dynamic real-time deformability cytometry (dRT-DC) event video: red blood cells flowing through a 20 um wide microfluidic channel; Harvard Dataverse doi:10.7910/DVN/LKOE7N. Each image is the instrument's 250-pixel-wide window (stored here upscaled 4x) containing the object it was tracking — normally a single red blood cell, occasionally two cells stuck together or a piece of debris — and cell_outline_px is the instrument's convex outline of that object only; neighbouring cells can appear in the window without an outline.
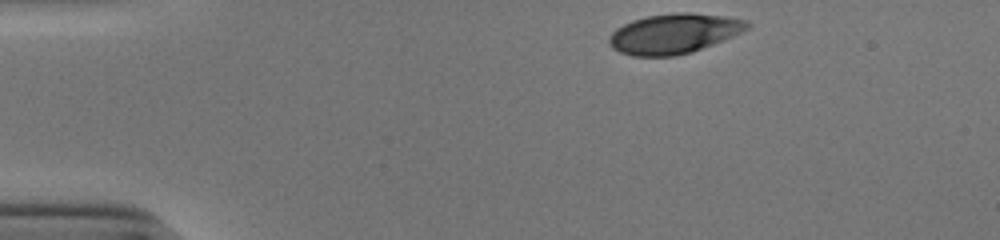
{"species": "human", "species_latin": "Homo sapiens", "temperature_condition": "cold", "stored_images_in_passage": 35, "camera_frame_rate_fps": 3000, "um_per_image_px": 0.085, "donor": {"sex": "male"}, "frame": {"image": 1, "passage_image": 1, "time_ms": 0.0, "image_size_px": [1000, 240], "cell_outline_px": [[752, 24], [748, 28], [732, 36], [692, 52], [676, 56], [632, 56], [620, 52], [612, 48], [608, 44], [608, 36], [616, 28], [632, 20], [648, 16], [676, 12], [688, 12], [724, 16], [748, 20]], "centroid_in_image_um": [57.26, 2.85], "position_along_channel_um": 27.7, "area_um2": 32.14}}
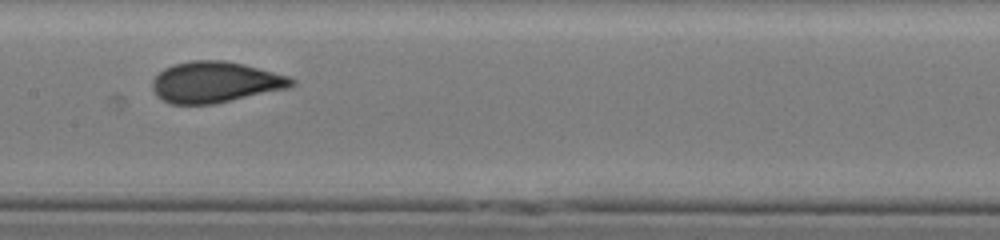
{"frame": {"image": 2, "passage_image": 19, "time_ms": 6.0, "image_size_px": [1000, 240], "cell_outline_px": [[296, 84], [288, 88], [212, 104], [168, 104], [156, 96], [152, 88], [152, 80], [164, 68], [172, 64], [192, 60], [224, 60], [244, 64], [288, 76], [296, 80]], "centroid_in_image_um": [18.27, 6.98], "position_along_channel_um": 189.1, "area_um2": 33.29}}
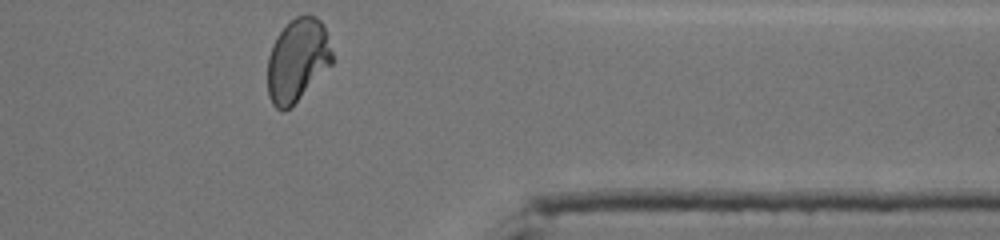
{"frame": {"image": 3, "passage_image": 35, "time_ms": 11.333, "image_size_px": [1000, 240], "cell_outline_px": [[332, 64], [284, 112], [280, 112], [272, 104], [268, 96], [268, 56], [272, 44], [276, 36], [296, 16], [308, 12], [316, 16], [324, 24], [332, 52]], "centroid_in_image_um": [25.27, 5.07], "position_along_channel_um": 386.1, "area_um2": 31.15}, "authors_computed_cell_mechanics": {"area_um2": 32.5992, "velocity_mm_per_s": 3.9121, "shape_relaxation_time_tau1_ms": 5.4488, "shape_relaxation_time_tau2_ms": null, "deformation_change_tau1": 0.1817, "deformation_change_tau2": null}}